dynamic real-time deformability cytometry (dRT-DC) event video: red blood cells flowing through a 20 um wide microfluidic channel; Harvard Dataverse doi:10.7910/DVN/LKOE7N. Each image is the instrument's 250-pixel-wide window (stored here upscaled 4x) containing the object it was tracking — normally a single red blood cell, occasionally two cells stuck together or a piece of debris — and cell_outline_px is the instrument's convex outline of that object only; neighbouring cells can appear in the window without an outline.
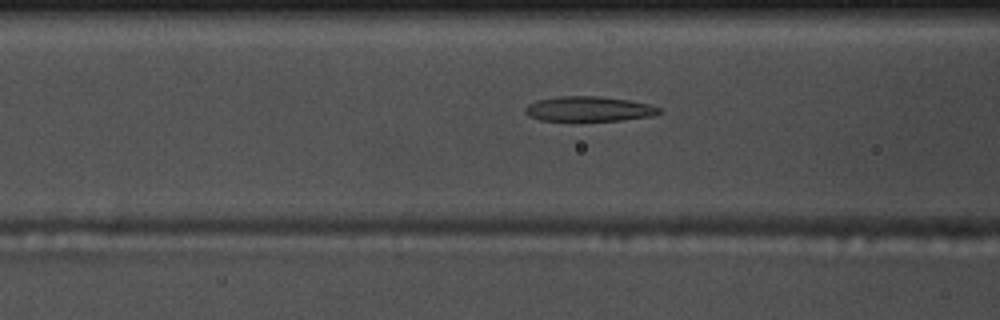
{"species": "common noctule bat (a hibernating species)", "species_latin": "Nyctalus noctula", "temperature_condition": "warm", "stored_images_in_passage": 52, "camera_frame_rate_fps": 3000, "um_per_image_px": 0.085, "animal": {"sex": "male", "body_mass_g": 17.5, "forearm_length_mm": 52.3}, "frame": {"image": 1, "passage_image": 18, "time_ms": 5.667, "image_size_px": [1000, 320], "cell_outline_px": [[660, 112], [652, 116], [620, 120], [540, 120], [528, 116], [524, 112], [524, 108], [528, 104], [536, 100], [560, 96], [600, 96], [628, 100], [648, 104], [660, 108]], "centroid_in_image_um": [50.0, 9.25], "position_along_channel_um": 116.6, "area_um2": 19.31}}
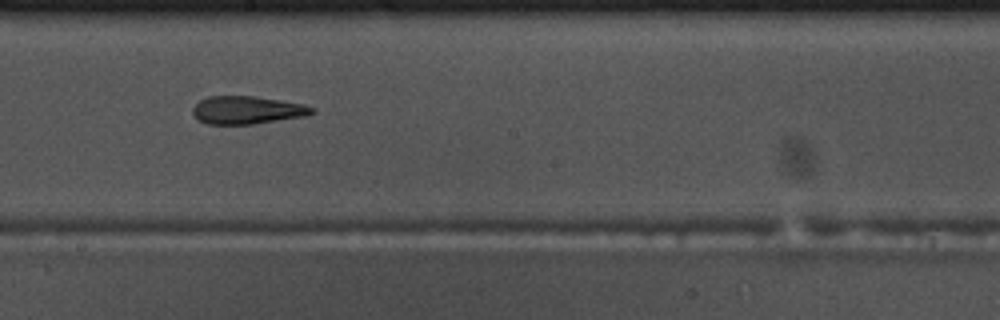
{"frame": {"image": 2, "passage_image": 27, "time_ms": 8.667, "image_size_px": [1000, 320], "cell_outline_px": [[316, 112], [308, 116], [252, 124], [208, 124], [200, 120], [192, 112], [192, 108], [200, 100], [208, 96], [252, 96], [280, 100], [304, 104], [316, 108]], "centroid_in_image_um": [21.06, 9.35], "position_along_channel_um": 227.1, "area_um2": 19.42}}
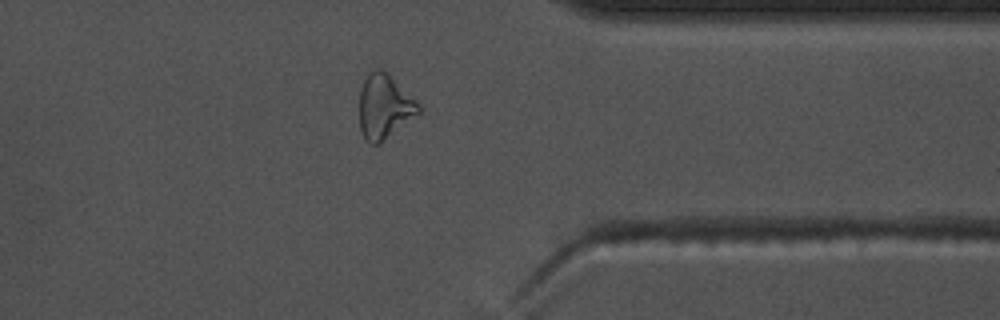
{"frame": {"image": 3, "passage_image": 40, "time_ms": 13.0, "image_size_px": [1000, 320], "cell_outline_px": [[420, 112], [380, 144], [372, 144], [364, 136], [360, 128], [360, 88], [368, 72], [376, 68], [380, 68], [416, 100], [420, 104]], "centroid_in_image_um": [32.66, 9.07], "position_along_channel_um": 378.7, "area_um2": 21.79}, "authors_computed_cell_mechanics": {"area_um2": 20.0855, "velocity_mm_per_s": 3.7034, "shape_relaxation_time_tau1_ms": null, "shape_relaxation_time_tau2_ms": 4.1035, "deformation_change_tau1": null, "deformation_change_tau2": 0.1537}}